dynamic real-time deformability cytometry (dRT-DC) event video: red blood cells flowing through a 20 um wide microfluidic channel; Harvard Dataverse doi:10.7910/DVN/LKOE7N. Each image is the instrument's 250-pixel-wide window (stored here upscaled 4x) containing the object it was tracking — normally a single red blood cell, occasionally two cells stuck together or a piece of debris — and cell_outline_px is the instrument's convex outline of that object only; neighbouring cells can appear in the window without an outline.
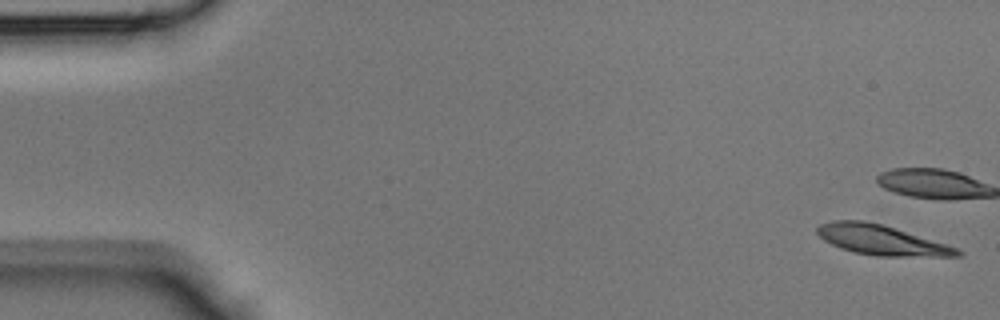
{"species": "Egyptian fruit bat (a non-hibernating species)", "species_latin": "Rousettus aegyptiacus", "temperature_condition": "room temperature", "stored_images_in_passage": 45, "camera_frame_rate_fps": 3000, "um_per_image_px": 0.085, "animal": {"sex": "male"}, "frame": {"image": 1, "passage_image": 1, "time_ms": 0.0, "image_size_px": [1000, 320], "cell_outline_px": [[964, 252], [960, 256], [876, 256], [856, 252], [840, 248], [824, 240], [816, 232], [816, 228], [820, 224], [832, 220], [864, 220], [880, 224], [944, 244], [956, 248]], "centroid_in_image_um": [74.85, 20.4], "position_along_channel_um": 10.2, "area_um2": 23.87}}